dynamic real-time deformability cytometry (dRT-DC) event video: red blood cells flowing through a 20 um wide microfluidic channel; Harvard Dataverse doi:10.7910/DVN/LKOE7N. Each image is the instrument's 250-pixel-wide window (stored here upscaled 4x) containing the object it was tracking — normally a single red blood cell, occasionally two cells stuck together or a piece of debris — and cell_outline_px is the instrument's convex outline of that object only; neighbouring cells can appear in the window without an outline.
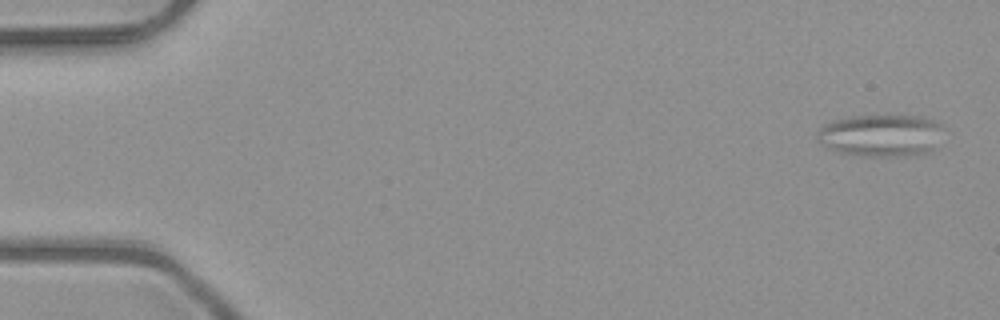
{"species": "common noctule bat (a hibernating species)", "species_latin": "Nyctalus noctula", "temperature_condition": "room temperature", "stored_images_in_passage": 4, "camera_frame_rate_fps": 3000, "um_per_image_px": 0.085, "animal": {"sex": "male", "body_mass_g": 23.1, "forearm_length_mm": 52.7}, "frame": {"image": 1, "passage_image": 1, "time_ms": 0.0, "image_size_px": [1000, 320], "cell_outline_px": [[940, 128], [932, 148], [928, 152], [920, 156], [864, 156], [840, 152], [828, 148], [820, 144], [816, 140], [816, 132], [820, 128], [836, 120], [848, 116], [924, 116], [940, 124]], "centroid_in_image_um": [74.81, 11.52], "position_along_channel_um": 10.2, "area_um2": 30.69}}